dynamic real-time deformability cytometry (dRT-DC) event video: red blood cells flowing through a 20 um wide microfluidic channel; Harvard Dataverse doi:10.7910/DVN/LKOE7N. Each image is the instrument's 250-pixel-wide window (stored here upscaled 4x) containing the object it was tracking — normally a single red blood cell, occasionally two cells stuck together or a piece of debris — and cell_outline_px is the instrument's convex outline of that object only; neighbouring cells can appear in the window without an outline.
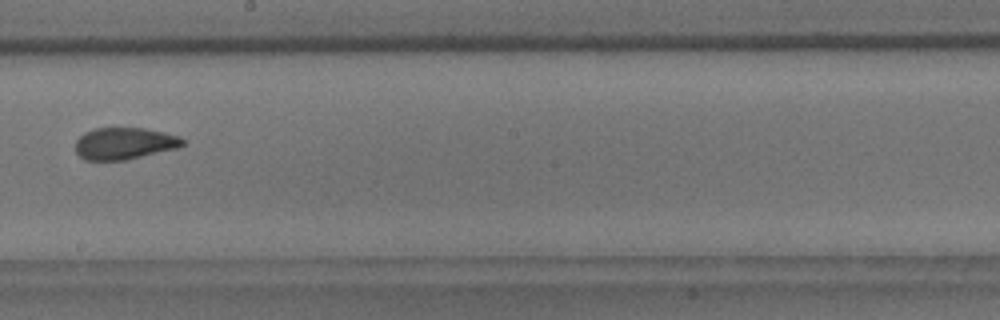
{"species": "common noctule bat (a hibernating species)", "species_latin": "Nyctalus noctula", "temperature_condition": "room temperature", "stored_images_in_passage": 6, "camera_frame_rate_fps": 3000, "um_per_image_px": 0.085, "animal": {"sex": "male", "body_mass_g": 18.8}, "frame": {"image": 1, "passage_image": 6, "time_ms": 6.667, "image_size_px": [1000, 320], "cell_outline_px": [[184, 144], [176, 148], [124, 160], [84, 160], [76, 152], [76, 140], [84, 132], [96, 128], [144, 128], [164, 132], [180, 136], [184, 140]], "centroid_in_image_um": [10.55, 12.18], "position_along_channel_um": 237.6, "area_um2": 19.77}}